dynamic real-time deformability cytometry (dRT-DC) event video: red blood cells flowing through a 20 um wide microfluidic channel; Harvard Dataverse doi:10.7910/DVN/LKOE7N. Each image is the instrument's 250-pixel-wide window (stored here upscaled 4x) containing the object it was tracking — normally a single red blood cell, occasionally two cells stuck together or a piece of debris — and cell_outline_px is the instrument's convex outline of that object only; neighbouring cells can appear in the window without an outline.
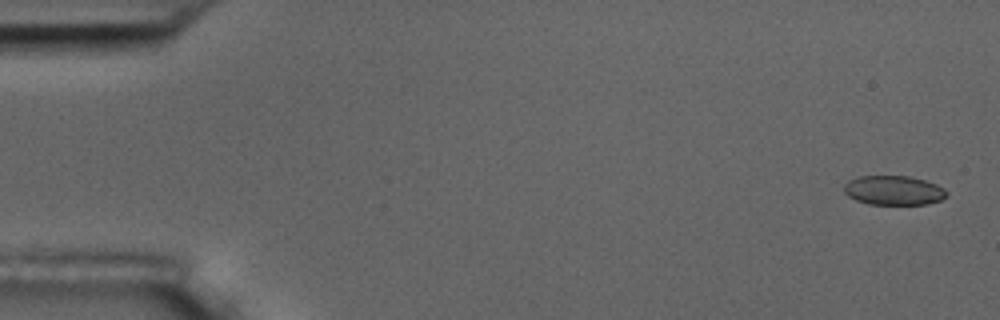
{"species": "common noctule bat (a hibernating species)", "species_latin": "Nyctalus noctula", "temperature_condition": "room temperature", "stored_images_in_passage": 6, "segment_of_instrument_passage": [2, 2], "camera_frame_rate_fps": 3000, "um_per_image_px": 0.085, "animal": {"sex": "male", "body_mass_g": 17.5, "forearm_length_mm": 52.3}, "frame": {"image": 1, "passage_image": 6, "time_ms": 6.0, "image_size_px": [1000, 320], "cell_outline_px": [[948, 196], [940, 200], [928, 204], [868, 204], [856, 200], [848, 196], [844, 192], [844, 184], [848, 180], [860, 176], [908, 176], [924, 180], [936, 184], [944, 188], [948, 192]], "centroid_in_image_um": [75.97, 16.18], "position_along_channel_um": 9.0, "area_um2": 17.63}}